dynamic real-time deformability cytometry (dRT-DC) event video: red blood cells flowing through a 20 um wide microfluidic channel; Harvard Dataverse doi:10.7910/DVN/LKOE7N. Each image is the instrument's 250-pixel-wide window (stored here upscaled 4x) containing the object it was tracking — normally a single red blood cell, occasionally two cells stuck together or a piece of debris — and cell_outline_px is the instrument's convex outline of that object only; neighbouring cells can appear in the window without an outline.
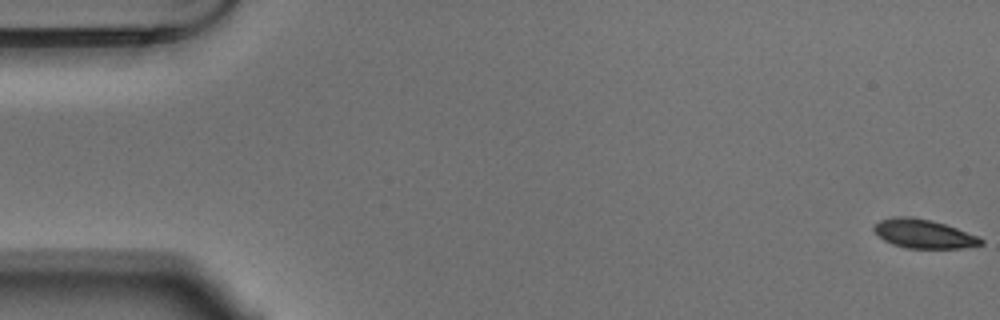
{"species": "Egyptian fruit bat (a non-hibernating species)", "species_latin": "Rousettus aegyptiacus", "temperature_condition": "warm", "stored_images_in_passage": 55, "camera_frame_rate_fps": 3000, "um_per_image_px": 0.085, "animal": {"sex": "male"}, "frame": {"image": 1, "passage_image": 1, "time_ms": 0.0, "image_size_px": [1000, 320], "cell_outline_px": [[984, 244], [964, 248], [908, 248], [892, 244], [884, 240], [872, 232], [872, 228], [880, 220], [932, 220], [956, 228], [976, 236], [984, 240]], "centroid_in_image_um": [78.56, 19.94], "position_along_channel_um": 6.4, "area_um2": 17.05}}
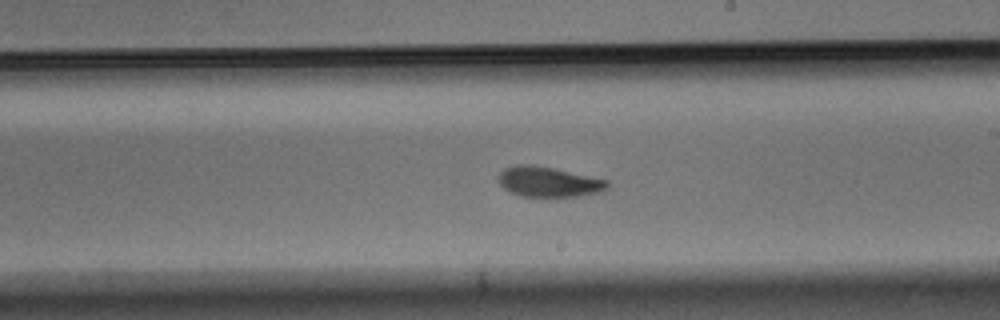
{"frame": {"image": 2, "passage_image": 32, "time_ms": 10.333, "image_size_px": [1000, 320], "cell_outline_px": [[608, 188], [604, 192], [580, 196], [520, 196], [504, 188], [496, 180], [500, 172], [504, 168], [516, 164], [532, 164], [552, 168], [608, 180]], "centroid_in_image_um": [46.62, 15.45], "position_along_channel_um": 242.4, "area_um2": 19.19}}
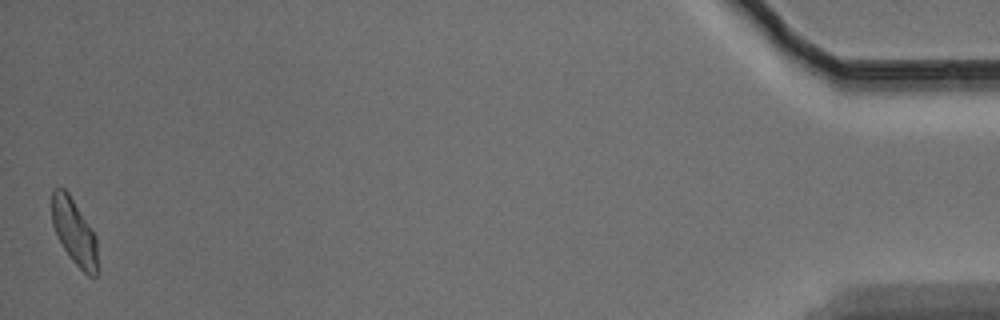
{"frame": {"image": 3, "passage_image": 55, "time_ms": 18.0, "image_size_px": [1000, 320], "cell_outline_px": [[96, 276], [88, 276], [72, 260], [64, 248], [52, 224], [52, 188], [64, 188], [68, 192], [92, 228], [96, 236]], "centroid_in_image_um": [6.3, 19.66], "position_along_channel_um": 428.9, "area_um2": 17.17}, "authors_computed_cell_mechanics": {"area_um2": 18.6116, "velocity_mm_per_s": 3.6645, "shape_relaxation_time_tau1_ms": 4.4508, "shape_relaxation_time_tau2_ms": 5.4901, "deformation_change_tau1": 0.1532, "deformation_change_tau2": 0.1152}}